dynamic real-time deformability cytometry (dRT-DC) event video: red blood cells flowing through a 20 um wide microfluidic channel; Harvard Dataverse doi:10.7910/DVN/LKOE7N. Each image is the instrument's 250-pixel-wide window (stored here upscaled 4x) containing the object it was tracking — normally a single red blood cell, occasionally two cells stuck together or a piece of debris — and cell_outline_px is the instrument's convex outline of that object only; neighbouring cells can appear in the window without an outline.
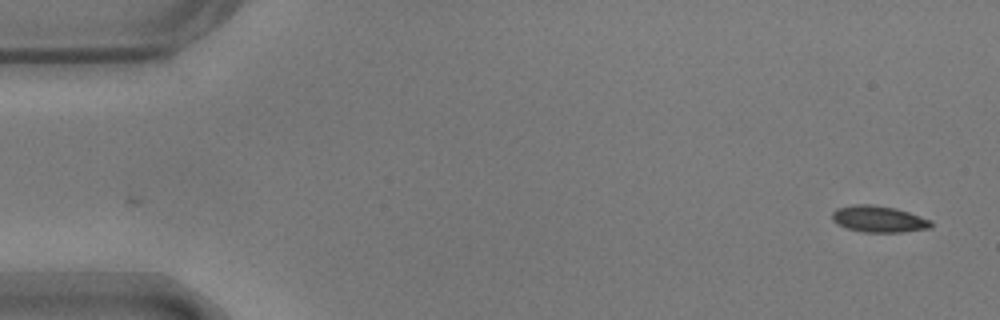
{"species": "common noctule bat (a hibernating species)", "species_latin": "Nyctalus noctula", "temperature_condition": "warm", "stored_images_in_passage": 53, "camera_frame_rate_fps": 3000, "um_per_image_px": 0.085, "animal": {"sex": "male", "body_mass_g": 17.9}, "frame": {"image": 1, "passage_image": 1, "time_ms": 0.0, "image_size_px": [1000, 320], "cell_outline_px": [[932, 228], [900, 232], [864, 232], [848, 228], [836, 224], [832, 220], [832, 212], [836, 208], [852, 204], [872, 204], [896, 208], [932, 220]], "centroid_in_image_um": [74.67, 18.61], "position_along_channel_um": 10.3, "area_um2": 15.37}}
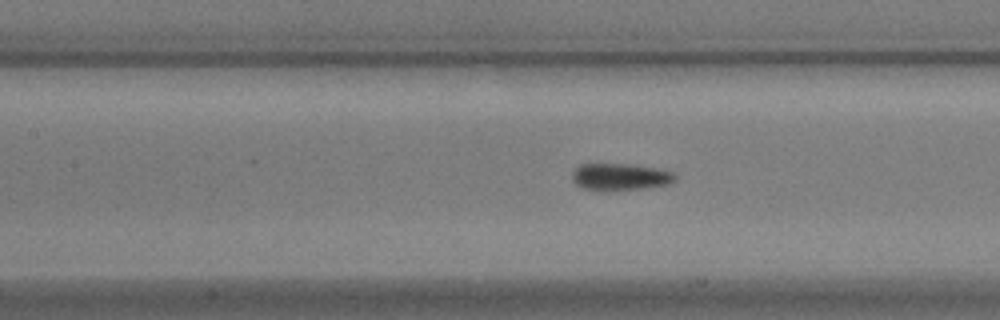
{"frame": {"image": 2, "passage_image": 23, "time_ms": 7.333, "image_size_px": [1000, 320], "cell_outline_px": [[676, 180], [668, 184], [640, 188], [584, 188], [576, 184], [572, 180], [572, 172], [580, 164], [632, 164], [656, 168], [676, 172]], "centroid_in_image_um": [52.76, 14.98], "position_along_channel_um": 154.6, "area_um2": 15.55}}
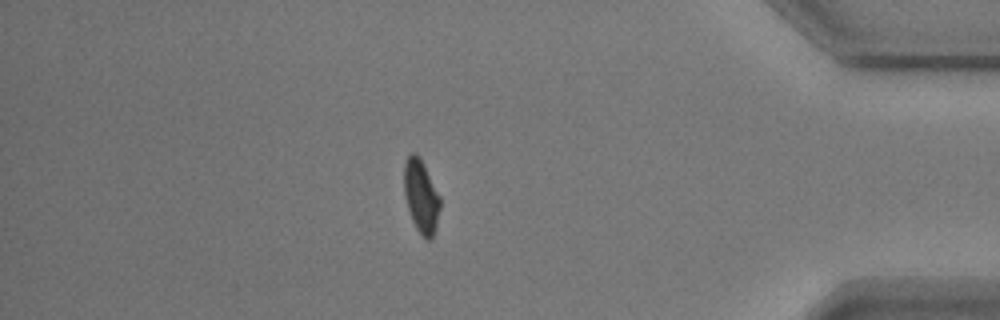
{"frame": {"image": 3, "passage_image": 46, "time_ms": 15.0, "image_size_px": [1000, 320], "cell_outline_px": [[440, 208], [436, 228], [432, 240], [428, 240], [420, 236], [412, 220], [404, 196], [404, 160], [412, 152], [416, 152], [420, 156], [440, 196]], "centroid_in_image_um": [35.79, 16.69], "position_along_channel_um": 399.4, "area_um2": 15.66}, "authors_computed_cell_mechanics": {"area_um2": 15.8372, "velocity_mm_per_s": 3.6816, "shape_relaxation_time_tau1_ms": 4.2525, "shape_relaxation_time_tau2_ms": 2.5577, "deformation_change_tau1": 0.1269, "deformation_change_tau2": 0.0559}}